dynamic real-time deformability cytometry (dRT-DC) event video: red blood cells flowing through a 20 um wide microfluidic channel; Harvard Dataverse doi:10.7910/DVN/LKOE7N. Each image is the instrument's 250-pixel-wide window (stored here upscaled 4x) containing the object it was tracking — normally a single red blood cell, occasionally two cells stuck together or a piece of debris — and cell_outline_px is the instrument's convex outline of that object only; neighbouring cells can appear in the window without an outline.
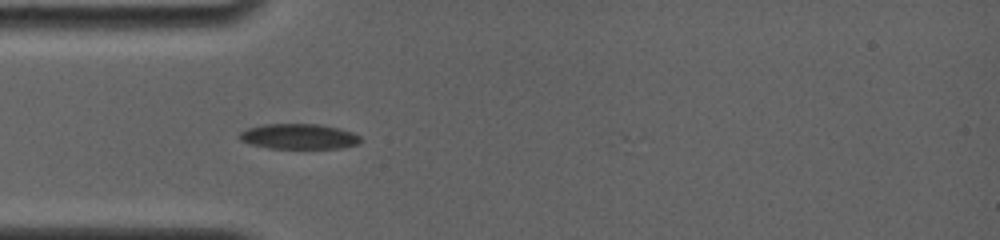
{"species": "common noctule bat (a hibernating species)", "species_latin": "Nyctalus noctula", "temperature_condition": "room temperature", "stored_images_in_passage": 9, "camera_frame_rate_fps": 4000, "um_per_image_px": 0.085, "animal": {"sex": "female", "body_mass_g": 19.0, "forearm_length_mm": 56.7}, "frame": {"image": 1, "passage_image": 4, "time_ms": 2.25, "image_size_px": [1000, 240], "cell_outline_px": [[360, 144], [340, 148], [268, 148], [252, 144], [240, 140], [240, 132], [248, 128], [264, 124], [320, 124], [340, 128], [352, 132], [360, 136]], "centroid_in_image_um": [25.44, 11.59], "position_along_channel_um": 59.6, "area_um2": 17.8}}
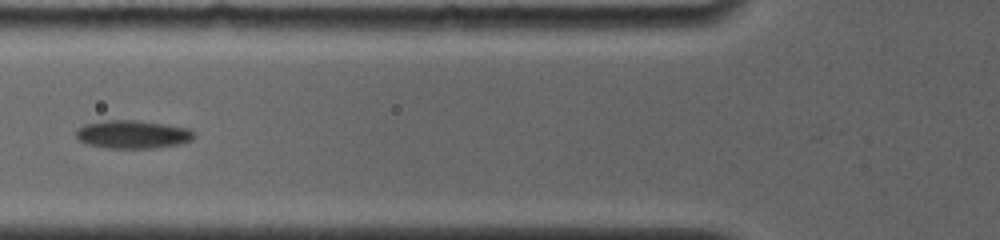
{"frame": {"image": 2, "passage_image": 6, "time_ms": 3.75, "image_size_px": [1000, 240], "cell_outline_px": [[196, 136], [192, 140], [184, 144], [152, 148], [104, 148], [84, 144], [76, 136], [76, 132], [84, 124], [108, 120], [132, 120], [188, 128], [196, 132]], "centroid_in_image_um": [11.31, 11.44], "position_along_channel_um": 114.5, "area_um2": 19.42}}
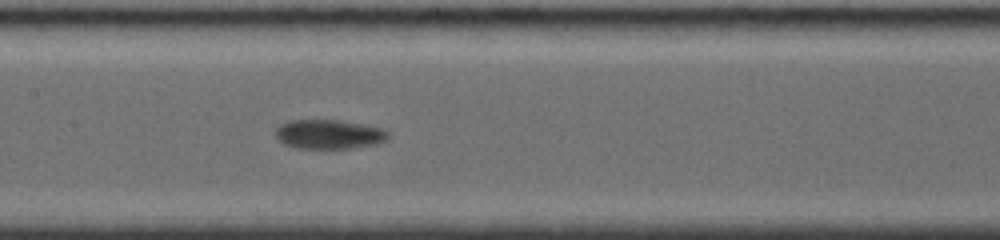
{"frame": {"image": 3, "passage_image": 8, "time_ms": 5.5, "image_size_px": [1000, 240], "cell_outline_px": [[388, 136], [384, 140], [376, 144], [352, 148], [296, 148], [284, 144], [276, 140], [276, 128], [280, 124], [292, 120], [336, 120], [384, 128], [388, 132]], "centroid_in_image_um": [27.92, 11.42], "position_along_channel_um": 179.5, "area_um2": 19.13}}